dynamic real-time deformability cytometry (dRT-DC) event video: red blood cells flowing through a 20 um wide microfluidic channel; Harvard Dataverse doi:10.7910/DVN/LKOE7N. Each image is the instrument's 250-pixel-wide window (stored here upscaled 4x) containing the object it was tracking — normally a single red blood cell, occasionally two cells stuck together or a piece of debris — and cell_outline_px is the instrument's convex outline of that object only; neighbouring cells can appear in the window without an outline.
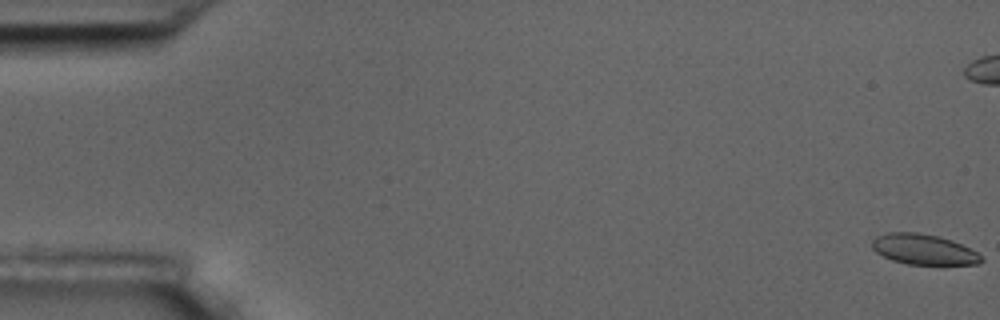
{"species": "common noctule bat (a hibernating species)", "species_latin": "Nyctalus noctula", "temperature_condition": "room temperature", "stored_images_in_passage": 17, "camera_frame_rate_fps": 3000, "um_per_image_px": 0.085, "animal": {"sex": "male", "body_mass_g": 17.5, "forearm_length_mm": 52.3}, "frame": {"image": 1, "passage_image": 1, "time_ms": 0.0, "image_size_px": [1000, 320], "cell_outline_px": [[984, 260], [980, 264], [908, 264], [892, 260], [876, 252], [872, 248], [872, 240], [876, 236], [888, 232], [916, 232], [936, 236], [952, 240], [976, 252]], "centroid_in_image_um": [78.48, 21.19], "position_along_channel_um": 6.5, "area_um2": 19.13}}